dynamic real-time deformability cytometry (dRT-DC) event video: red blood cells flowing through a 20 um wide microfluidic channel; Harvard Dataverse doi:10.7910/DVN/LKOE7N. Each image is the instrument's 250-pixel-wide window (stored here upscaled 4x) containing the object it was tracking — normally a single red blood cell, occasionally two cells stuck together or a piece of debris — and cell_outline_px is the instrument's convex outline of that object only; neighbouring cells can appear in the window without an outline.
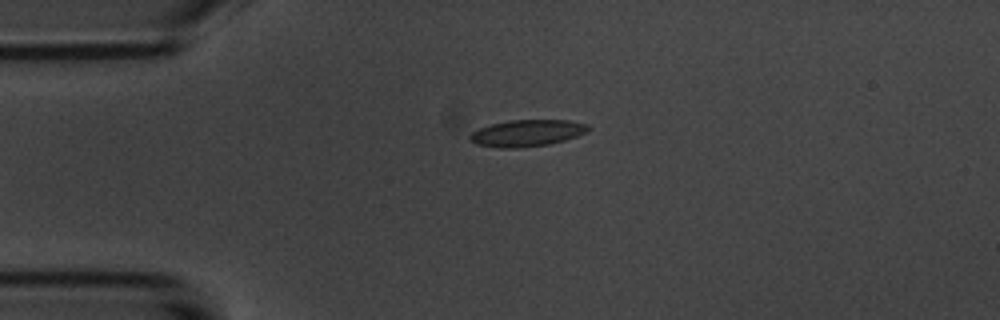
{"species": "common noctule bat (a hibernating species)", "species_latin": "Nyctalus noctula", "temperature_condition": "room temperature", "stored_images_in_passage": 7, "camera_frame_rate_fps": 3000, "um_per_image_px": 0.085, "animal": {"sex": "male", "body_mass_g": 20.1, "forearm_length_mm": 53.5}, "frame": {"image": 1, "passage_image": 2, "time_ms": 2.0, "image_size_px": [1000, 320], "cell_outline_px": [[592, 128], [576, 136], [564, 140], [548, 144], [520, 148], [500, 148], [476, 144], [468, 140], [468, 136], [472, 132], [480, 128], [492, 124], [508, 120], [568, 120], [588, 124]], "centroid_in_image_um": [44.77, 11.31], "position_along_channel_um": 40.2, "area_um2": 18.38}}
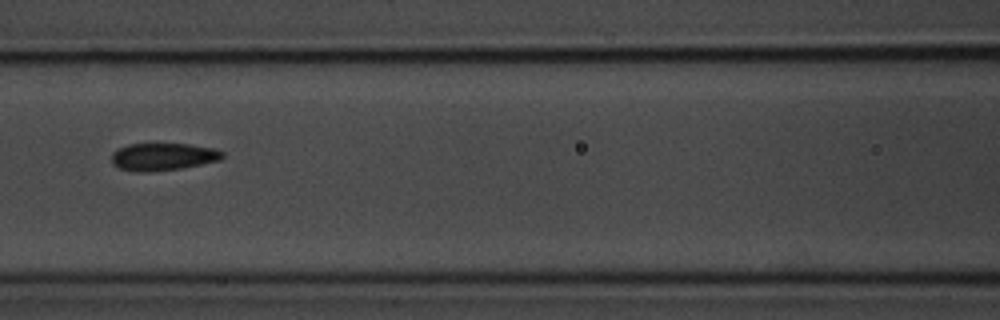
{"frame": {"image": 2, "passage_image": 5, "time_ms": 5.667, "image_size_px": [1000, 320], "cell_outline_px": [[224, 156], [220, 160], [180, 168], [140, 172], [120, 168], [112, 164], [112, 152], [128, 144], [188, 144], [212, 148], [224, 152]], "centroid_in_image_um": [13.85, 13.31], "position_along_channel_um": 152.8, "area_um2": 17.4}}
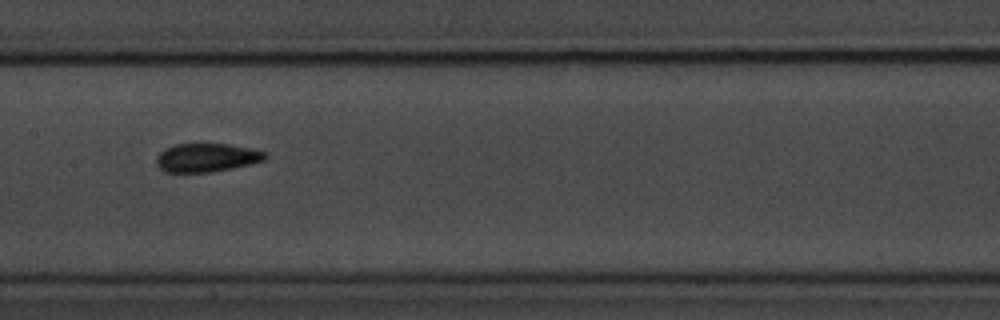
{"frame": {"image": 3, "passage_image": 6, "time_ms": 6.667, "image_size_px": [1000, 320], "cell_outline_px": [[268, 156], [264, 160], [232, 168], [212, 172], [164, 172], [156, 164], [156, 156], [164, 148], [176, 144], [232, 144], [252, 148], [264, 152]], "centroid_in_image_um": [17.54, 13.39], "position_along_channel_um": 189.9, "area_um2": 18.15}}